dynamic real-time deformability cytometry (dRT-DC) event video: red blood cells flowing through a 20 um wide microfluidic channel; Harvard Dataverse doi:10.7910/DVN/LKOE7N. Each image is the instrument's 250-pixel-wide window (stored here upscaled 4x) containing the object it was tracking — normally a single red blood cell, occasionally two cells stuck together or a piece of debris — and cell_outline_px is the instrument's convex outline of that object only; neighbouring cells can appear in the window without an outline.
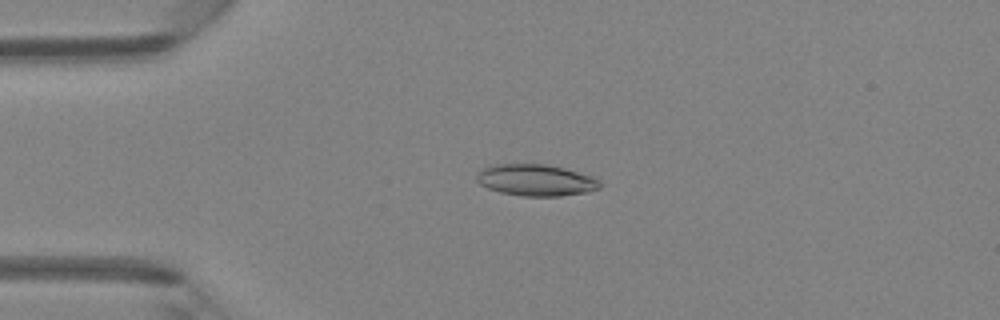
{"species": "Egyptian fruit bat (a non-hibernating species)", "species_latin": "Rousettus aegyptiacus", "temperature_condition": "room temperature", "stored_images_in_passage": 4, "camera_frame_rate_fps": 3000, "um_per_image_px": 0.085, "animal": {"sex": "female"}, "frame": {"image": 1, "passage_image": 2, "time_ms": 1.0, "image_size_px": [1000, 320], "cell_outline_px": [[600, 188], [588, 192], [560, 196], [524, 196], [500, 192], [488, 188], [480, 184], [476, 180], [476, 176], [484, 168], [496, 164], [544, 164], [564, 168], [592, 176], [600, 180]], "centroid_in_image_um": [45.57, 15.31], "position_along_channel_um": 39.4, "area_um2": 22.54}}
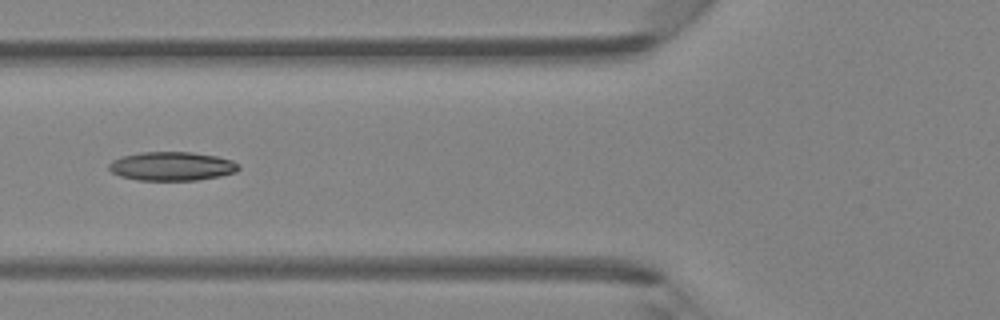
{"frame": {"image": 2, "passage_image": 4, "time_ms": 3.333, "image_size_px": [1000, 320], "cell_outline_px": [[240, 168], [236, 172], [220, 176], [196, 180], [136, 180], [120, 176], [112, 172], [108, 168], [108, 164], [112, 160], [120, 156], [140, 152], [192, 152], [216, 156], [232, 160], [240, 164]], "centroid_in_image_um": [14.6, 14.12], "position_along_channel_um": 111.2, "area_um2": 21.96}}